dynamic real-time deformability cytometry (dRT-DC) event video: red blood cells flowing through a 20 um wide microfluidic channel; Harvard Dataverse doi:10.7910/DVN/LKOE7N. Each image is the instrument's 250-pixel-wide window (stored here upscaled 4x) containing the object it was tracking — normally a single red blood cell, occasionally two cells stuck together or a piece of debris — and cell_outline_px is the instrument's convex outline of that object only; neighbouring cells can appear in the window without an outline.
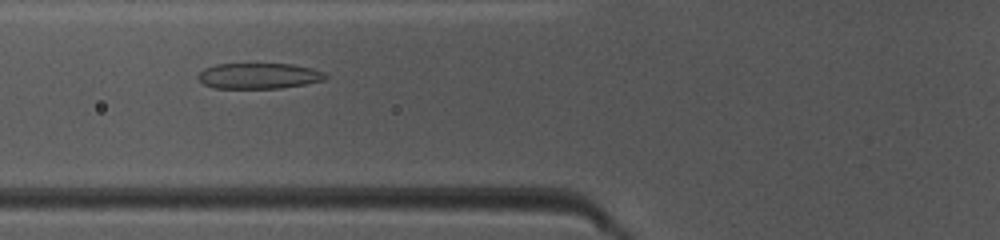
{"species": "common noctule bat (a hibernating species)", "species_latin": "Nyctalus noctula", "temperature_condition": "warm", "stored_images_in_passage": 42, "camera_frame_rate_fps": 3000, "um_per_image_px": 0.085, "animal": {"sex": "female", "body_mass_g": 10.0, "forearm_length_mm": 53.1}, "frame": {"image": 1, "passage_image": 19, "time_ms": 6.0, "image_size_px": [1000, 240], "cell_outline_px": [[328, 76], [324, 80], [304, 84], [280, 88], [212, 88], [204, 84], [196, 76], [204, 68], [216, 64], [292, 64], [312, 68], [324, 72]], "centroid_in_image_um": [21.99, 6.45], "position_along_channel_um": 103.8, "area_um2": 19.07}}
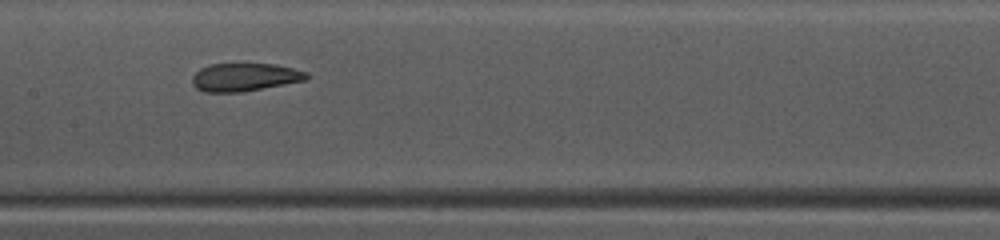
{"frame": {"image": 2, "passage_image": 25, "time_ms": 8.0, "image_size_px": [1000, 240], "cell_outline_px": [[308, 80], [240, 92], [204, 92], [196, 88], [192, 84], [192, 76], [200, 68], [208, 64], [276, 64], [308, 72]], "centroid_in_image_um": [20.79, 6.56], "position_along_channel_um": 186.6, "area_um2": 18.73}}
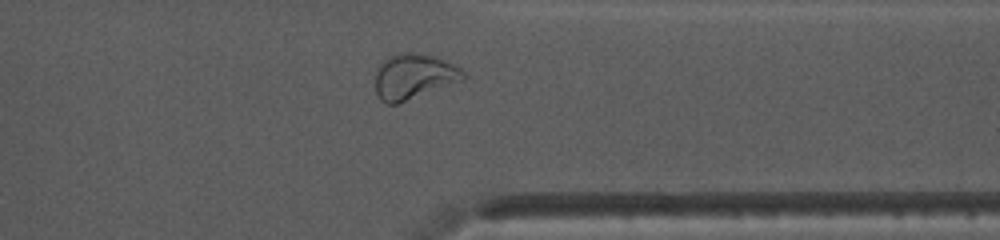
{"frame": {"image": 3, "passage_image": 39, "time_ms": 12.667, "image_size_px": [1000, 240], "cell_outline_px": [[468, 76], [464, 80], [396, 104], [388, 104], [380, 100], [376, 92], [376, 72], [380, 64], [388, 56], [400, 52], [416, 52], [436, 56], [460, 68]], "centroid_in_image_um": [35.18, 6.48], "position_along_channel_um": 376.2, "area_um2": 23.29}, "authors_computed_cell_mechanics": {"area_um2": 21.2993, "velocity_mm_per_s": 4.1056, "shape_relaxation_time_tau1_ms": null, "shape_relaxation_time_tau2_ms": 1.9766, "deformation_change_tau1": null, "deformation_change_tau2": 0.0688}}